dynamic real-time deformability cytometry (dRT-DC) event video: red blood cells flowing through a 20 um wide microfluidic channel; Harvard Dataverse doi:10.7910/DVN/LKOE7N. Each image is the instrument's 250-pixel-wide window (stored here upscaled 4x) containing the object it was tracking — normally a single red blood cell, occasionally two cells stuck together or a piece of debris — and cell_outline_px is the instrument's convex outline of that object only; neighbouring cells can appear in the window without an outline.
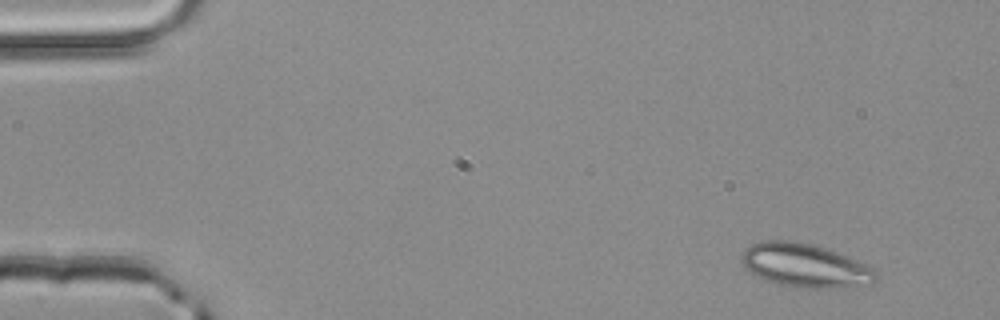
{"species": "common noctule bat (a hibernating species)", "species_latin": "Nyctalus noctula", "temperature_condition": "room temperature", "stored_images_in_passage": 3, "camera_frame_rate_fps": 3000, "um_per_image_px": 0.085, "animal": {"sex": "male", "body_mass_g": 20.4}, "frame": {"image": 1, "passage_image": 1, "time_ms": 0.0, "image_size_px": [1000, 320], "cell_outline_px": [[876, 280], [872, 284], [836, 288], [796, 288], [776, 284], [764, 280], [752, 272], [744, 264], [744, 248], [760, 240], [792, 240], [816, 244], [828, 248], [848, 256], [876, 268]], "centroid_in_image_um": [68.49, 22.56], "position_along_channel_um": 16.5, "area_um2": 34.56}}